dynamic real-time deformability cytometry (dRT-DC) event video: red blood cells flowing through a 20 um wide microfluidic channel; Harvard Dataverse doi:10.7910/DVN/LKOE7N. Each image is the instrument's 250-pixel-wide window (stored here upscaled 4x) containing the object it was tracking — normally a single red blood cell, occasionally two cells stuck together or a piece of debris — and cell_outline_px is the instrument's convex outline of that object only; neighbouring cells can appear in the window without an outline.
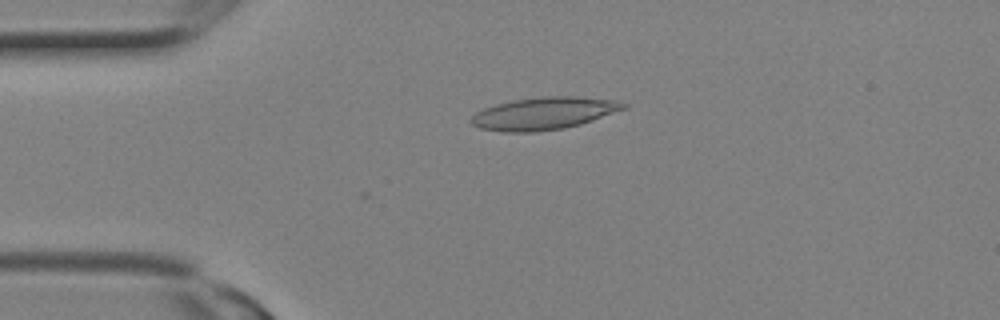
{"species": "Egyptian fruit bat (a non-hibernating species)", "species_latin": "Rousettus aegyptiacus", "temperature_condition": "room temperature", "stored_images_in_passage": 6, "camera_frame_rate_fps": 3000, "um_per_image_px": 0.085, "animal": {"sex": "female"}, "frame": {"image": 1, "passage_image": 1, "time_ms": 0.0, "image_size_px": [1000, 320], "cell_outline_px": [[628, 108], [580, 124], [564, 128], [536, 132], [504, 132], [480, 128], [472, 124], [468, 120], [476, 112], [484, 108], [496, 104], [512, 100], [544, 96], [572, 96], [616, 100], [628, 104]], "centroid_in_image_um": [46.23, 9.64], "position_along_channel_um": 38.8, "area_um2": 28.84}}
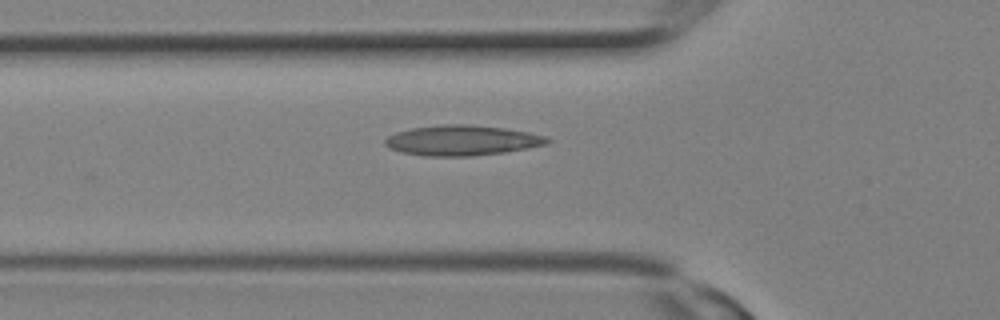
{"frame": {"image": 2, "passage_image": 4, "time_ms": 1.0, "image_size_px": [1000, 320], "cell_outline_px": [[552, 140], [544, 144], [528, 148], [504, 152], [472, 156], [424, 156], [400, 152], [388, 148], [384, 144], [384, 140], [388, 136], [396, 132], [412, 128], [444, 124], [468, 124], [504, 128], [528, 132], [544, 136]], "centroid_in_image_um": [39.22, 11.93], "position_along_channel_um": 86.6, "area_um2": 28.55}}
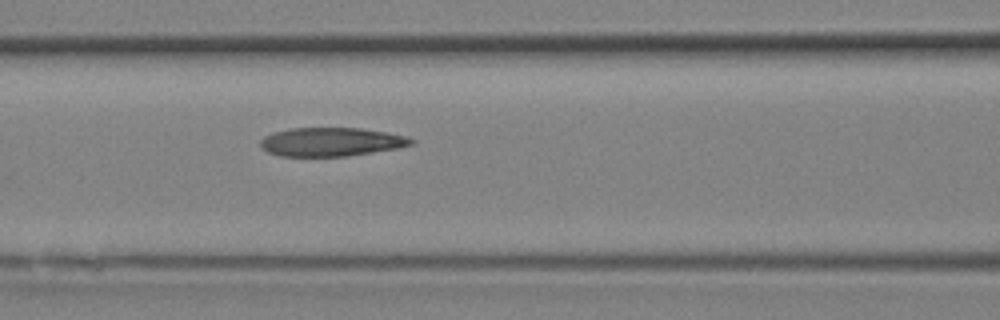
{"frame": {"image": 3, "passage_image": 6, "time_ms": 1.667, "image_size_px": [1000, 320], "cell_outline_px": [[416, 140], [412, 144], [396, 148], [348, 156], [280, 156], [268, 152], [260, 144], [260, 140], [264, 136], [272, 132], [292, 128], [360, 128], [408, 136]], "centroid_in_image_um": [28.14, 12.05], "position_along_channel_um": 138.5, "area_um2": 25.09}}